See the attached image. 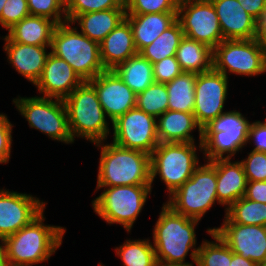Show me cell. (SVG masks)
Masks as SVG:
<instances>
[{
	"label": "cell",
	"instance_id": "1",
	"mask_svg": "<svg viewBox=\"0 0 266 266\" xmlns=\"http://www.w3.org/2000/svg\"><path fill=\"white\" fill-rule=\"evenodd\" d=\"M199 222L200 220L174 212L164 203L153 228L152 245L156 258L168 263L194 266L200 248V245L196 247L195 232ZM189 251L192 263L185 261Z\"/></svg>",
	"mask_w": 266,
	"mask_h": 266
},
{
	"label": "cell",
	"instance_id": "2",
	"mask_svg": "<svg viewBox=\"0 0 266 266\" xmlns=\"http://www.w3.org/2000/svg\"><path fill=\"white\" fill-rule=\"evenodd\" d=\"M44 212L4 239L8 266H33L46 262L61 246L66 229L44 224Z\"/></svg>",
	"mask_w": 266,
	"mask_h": 266
},
{
	"label": "cell",
	"instance_id": "3",
	"mask_svg": "<svg viewBox=\"0 0 266 266\" xmlns=\"http://www.w3.org/2000/svg\"><path fill=\"white\" fill-rule=\"evenodd\" d=\"M100 149L96 187L151 185L150 155L115 143H95Z\"/></svg>",
	"mask_w": 266,
	"mask_h": 266
},
{
	"label": "cell",
	"instance_id": "4",
	"mask_svg": "<svg viewBox=\"0 0 266 266\" xmlns=\"http://www.w3.org/2000/svg\"><path fill=\"white\" fill-rule=\"evenodd\" d=\"M68 126L73 138H84L91 143L106 141L110 134L107 116L95 88L84 81L64 99Z\"/></svg>",
	"mask_w": 266,
	"mask_h": 266
},
{
	"label": "cell",
	"instance_id": "5",
	"mask_svg": "<svg viewBox=\"0 0 266 266\" xmlns=\"http://www.w3.org/2000/svg\"><path fill=\"white\" fill-rule=\"evenodd\" d=\"M71 25L68 21L57 25L50 52L64 59L83 81L92 80L106 71L100 58V44Z\"/></svg>",
	"mask_w": 266,
	"mask_h": 266
},
{
	"label": "cell",
	"instance_id": "6",
	"mask_svg": "<svg viewBox=\"0 0 266 266\" xmlns=\"http://www.w3.org/2000/svg\"><path fill=\"white\" fill-rule=\"evenodd\" d=\"M197 150L202 152L201 142L198 146L195 142L159 143L150 155L151 189L158 175L167 187L168 196L173 194L200 165Z\"/></svg>",
	"mask_w": 266,
	"mask_h": 266
},
{
	"label": "cell",
	"instance_id": "7",
	"mask_svg": "<svg viewBox=\"0 0 266 266\" xmlns=\"http://www.w3.org/2000/svg\"><path fill=\"white\" fill-rule=\"evenodd\" d=\"M251 122L237 110L225 111L202 128L205 161L228 159L247 145ZM225 154V155H224Z\"/></svg>",
	"mask_w": 266,
	"mask_h": 266
},
{
	"label": "cell",
	"instance_id": "8",
	"mask_svg": "<svg viewBox=\"0 0 266 266\" xmlns=\"http://www.w3.org/2000/svg\"><path fill=\"white\" fill-rule=\"evenodd\" d=\"M104 191L92 200L94 212L107 224H120L129 233L151 194V185L96 187Z\"/></svg>",
	"mask_w": 266,
	"mask_h": 266
},
{
	"label": "cell",
	"instance_id": "9",
	"mask_svg": "<svg viewBox=\"0 0 266 266\" xmlns=\"http://www.w3.org/2000/svg\"><path fill=\"white\" fill-rule=\"evenodd\" d=\"M216 189V166L205 161L195 169L190 179L169 196L165 204L178 214L201 220L218 203Z\"/></svg>",
	"mask_w": 266,
	"mask_h": 266
},
{
	"label": "cell",
	"instance_id": "10",
	"mask_svg": "<svg viewBox=\"0 0 266 266\" xmlns=\"http://www.w3.org/2000/svg\"><path fill=\"white\" fill-rule=\"evenodd\" d=\"M12 102L22 117L28 121L30 128L39 130L54 141L74 143L68 126L64 100L42 96H18Z\"/></svg>",
	"mask_w": 266,
	"mask_h": 266
},
{
	"label": "cell",
	"instance_id": "11",
	"mask_svg": "<svg viewBox=\"0 0 266 266\" xmlns=\"http://www.w3.org/2000/svg\"><path fill=\"white\" fill-rule=\"evenodd\" d=\"M213 69L228 74L254 77L265 74L266 63L261 41L223 40L213 49Z\"/></svg>",
	"mask_w": 266,
	"mask_h": 266
},
{
	"label": "cell",
	"instance_id": "12",
	"mask_svg": "<svg viewBox=\"0 0 266 266\" xmlns=\"http://www.w3.org/2000/svg\"><path fill=\"white\" fill-rule=\"evenodd\" d=\"M177 20L184 36L211 49L224 40L218 16L210 0H179Z\"/></svg>",
	"mask_w": 266,
	"mask_h": 266
},
{
	"label": "cell",
	"instance_id": "13",
	"mask_svg": "<svg viewBox=\"0 0 266 266\" xmlns=\"http://www.w3.org/2000/svg\"><path fill=\"white\" fill-rule=\"evenodd\" d=\"M112 142L128 149L151 155L159 144L156 118L137 107L130 109L112 123Z\"/></svg>",
	"mask_w": 266,
	"mask_h": 266
},
{
	"label": "cell",
	"instance_id": "14",
	"mask_svg": "<svg viewBox=\"0 0 266 266\" xmlns=\"http://www.w3.org/2000/svg\"><path fill=\"white\" fill-rule=\"evenodd\" d=\"M228 78L214 69L197 74L193 114L202 128L224 112Z\"/></svg>",
	"mask_w": 266,
	"mask_h": 266
},
{
	"label": "cell",
	"instance_id": "15",
	"mask_svg": "<svg viewBox=\"0 0 266 266\" xmlns=\"http://www.w3.org/2000/svg\"><path fill=\"white\" fill-rule=\"evenodd\" d=\"M45 208L46 203L31 194L0 189V239L30 224Z\"/></svg>",
	"mask_w": 266,
	"mask_h": 266
},
{
	"label": "cell",
	"instance_id": "16",
	"mask_svg": "<svg viewBox=\"0 0 266 266\" xmlns=\"http://www.w3.org/2000/svg\"><path fill=\"white\" fill-rule=\"evenodd\" d=\"M111 123L136 107L137 95L113 70H106L88 81Z\"/></svg>",
	"mask_w": 266,
	"mask_h": 266
},
{
	"label": "cell",
	"instance_id": "17",
	"mask_svg": "<svg viewBox=\"0 0 266 266\" xmlns=\"http://www.w3.org/2000/svg\"><path fill=\"white\" fill-rule=\"evenodd\" d=\"M229 246L232 252L260 265L266 258V227L222 223L212 228Z\"/></svg>",
	"mask_w": 266,
	"mask_h": 266
},
{
	"label": "cell",
	"instance_id": "18",
	"mask_svg": "<svg viewBox=\"0 0 266 266\" xmlns=\"http://www.w3.org/2000/svg\"><path fill=\"white\" fill-rule=\"evenodd\" d=\"M84 81L64 60L50 53L39 80L34 85L42 97L64 100Z\"/></svg>",
	"mask_w": 266,
	"mask_h": 266
},
{
	"label": "cell",
	"instance_id": "19",
	"mask_svg": "<svg viewBox=\"0 0 266 266\" xmlns=\"http://www.w3.org/2000/svg\"><path fill=\"white\" fill-rule=\"evenodd\" d=\"M219 19L224 40L256 39V19L238 0H210Z\"/></svg>",
	"mask_w": 266,
	"mask_h": 266
},
{
	"label": "cell",
	"instance_id": "20",
	"mask_svg": "<svg viewBox=\"0 0 266 266\" xmlns=\"http://www.w3.org/2000/svg\"><path fill=\"white\" fill-rule=\"evenodd\" d=\"M5 41L4 51L8 62L15 71L21 74L29 82L36 84L42 75L46 60L51 52H47L51 46H35L13 42L7 35L2 37Z\"/></svg>",
	"mask_w": 266,
	"mask_h": 266
},
{
	"label": "cell",
	"instance_id": "21",
	"mask_svg": "<svg viewBox=\"0 0 266 266\" xmlns=\"http://www.w3.org/2000/svg\"><path fill=\"white\" fill-rule=\"evenodd\" d=\"M231 160L224 158L211 161L216 166L218 203L226 207L225 211L244 197L248 182L242 162Z\"/></svg>",
	"mask_w": 266,
	"mask_h": 266
},
{
	"label": "cell",
	"instance_id": "22",
	"mask_svg": "<svg viewBox=\"0 0 266 266\" xmlns=\"http://www.w3.org/2000/svg\"><path fill=\"white\" fill-rule=\"evenodd\" d=\"M137 53L132 28L126 19L100 43V58L106 70H113Z\"/></svg>",
	"mask_w": 266,
	"mask_h": 266
},
{
	"label": "cell",
	"instance_id": "23",
	"mask_svg": "<svg viewBox=\"0 0 266 266\" xmlns=\"http://www.w3.org/2000/svg\"><path fill=\"white\" fill-rule=\"evenodd\" d=\"M159 143L196 142L192 132L198 129L199 142H202V127L193 113L167 110L156 119Z\"/></svg>",
	"mask_w": 266,
	"mask_h": 266
},
{
	"label": "cell",
	"instance_id": "24",
	"mask_svg": "<svg viewBox=\"0 0 266 266\" xmlns=\"http://www.w3.org/2000/svg\"><path fill=\"white\" fill-rule=\"evenodd\" d=\"M138 53L177 20V12L126 14Z\"/></svg>",
	"mask_w": 266,
	"mask_h": 266
},
{
	"label": "cell",
	"instance_id": "25",
	"mask_svg": "<svg viewBox=\"0 0 266 266\" xmlns=\"http://www.w3.org/2000/svg\"><path fill=\"white\" fill-rule=\"evenodd\" d=\"M57 23L51 19L29 15L15 24L6 34L13 42L51 46L52 36Z\"/></svg>",
	"mask_w": 266,
	"mask_h": 266
},
{
	"label": "cell",
	"instance_id": "26",
	"mask_svg": "<svg viewBox=\"0 0 266 266\" xmlns=\"http://www.w3.org/2000/svg\"><path fill=\"white\" fill-rule=\"evenodd\" d=\"M125 17V8H115L78 15L71 23H78L82 34L100 44Z\"/></svg>",
	"mask_w": 266,
	"mask_h": 266
},
{
	"label": "cell",
	"instance_id": "27",
	"mask_svg": "<svg viewBox=\"0 0 266 266\" xmlns=\"http://www.w3.org/2000/svg\"><path fill=\"white\" fill-rule=\"evenodd\" d=\"M175 56L183 72L200 74L213 69V49L186 36L181 39Z\"/></svg>",
	"mask_w": 266,
	"mask_h": 266
},
{
	"label": "cell",
	"instance_id": "28",
	"mask_svg": "<svg viewBox=\"0 0 266 266\" xmlns=\"http://www.w3.org/2000/svg\"><path fill=\"white\" fill-rule=\"evenodd\" d=\"M113 71L136 95L155 82L153 64L140 53L117 65Z\"/></svg>",
	"mask_w": 266,
	"mask_h": 266
},
{
	"label": "cell",
	"instance_id": "29",
	"mask_svg": "<svg viewBox=\"0 0 266 266\" xmlns=\"http://www.w3.org/2000/svg\"><path fill=\"white\" fill-rule=\"evenodd\" d=\"M196 77V73L182 72L172 81L166 83L168 110L193 113Z\"/></svg>",
	"mask_w": 266,
	"mask_h": 266
},
{
	"label": "cell",
	"instance_id": "30",
	"mask_svg": "<svg viewBox=\"0 0 266 266\" xmlns=\"http://www.w3.org/2000/svg\"><path fill=\"white\" fill-rule=\"evenodd\" d=\"M184 37L183 30L178 20L160 34L150 45L144 47L139 53L152 64L166 57L176 55L181 39Z\"/></svg>",
	"mask_w": 266,
	"mask_h": 266
},
{
	"label": "cell",
	"instance_id": "31",
	"mask_svg": "<svg viewBox=\"0 0 266 266\" xmlns=\"http://www.w3.org/2000/svg\"><path fill=\"white\" fill-rule=\"evenodd\" d=\"M223 220V223L266 227V203L251 201L242 197L225 211Z\"/></svg>",
	"mask_w": 266,
	"mask_h": 266
},
{
	"label": "cell",
	"instance_id": "32",
	"mask_svg": "<svg viewBox=\"0 0 266 266\" xmlns=\"http://www.w3.org/2000/svg\"><path fill=\"white\" fill-rule=\"evenodd\" d=\"M115 251L123 266H153L157 260L154 246L149 239L126 240Z\"/></svg>",
	"mask_w": 266,
	"mask_h": 266
},
{
	"label": "cell",
	"instance_id": "33",
	"mask_svg": "<svg viewBox=\"0 0 266 266\" xmlns=\"http://www.w3.org/2000/svg\"><path fill=\"white\" fill-rule=\"evenodd\" d=\"M214 241L203 240L197 252L196 266H231V249L221 237L208 228Z\"/></svg>",
	"mask_w": 266,
	"mask_h": 266
},
{
	"label": "cell",
	"instance_id": "34",
	"mask_svg": "<svg viewBox=\"0 0 266 266\" xmlns=\"http://www.w3.org/2000/svg\"><path fill=\"white\" fill-rule=\"evenodd\" d=\"M136 107L156 119L168 110L166 84L154 82L137 94Z\"/></svg>",
	"mask_w": 266,
	"mask_h": 266
},
{
	"label": "cell",
	"instance_id": "35",
	"mask_svg": "<svg viewBox=\"0 0 266 266\" xmlns=\"http://www.w3.org/2000/svg\"><path fill=\"white\" fill-rule=\"evenodd\" d=\"M115 8H125L124 0H65L68 22H72L81 14Z\"/></svg>",
	"mask_w": 266,
	"mask_h": 266
},
{
	"label": "cell",
	"instance_id": "36",
	"mask_svg": "<svg viewBox=\"0 0 266 266\" xmlns=\"http://www.w3.org/2000/svg\"><path fill=\"white\" fill-rule=\"evenodd\" d=\"M29 14L55 21L57 24L67 21L65 0H27Z\"/></svg>",
	"mask_w": 266,
	"mask_h": 266
},
{
	"label": "cell",
	"instance_id": "37",
	"mask_svg": "<svg viewBox=\"0 0 266 266\" xmlns=\"http://www.w3.org/2000/svg\"><path fill=\"white\" fill-rule=\"evenodd\" d=\"M179 0H124L126 14L177 12Z\"/></svg>",
	"mask_w": 266,
	"mask_h": 266
},
{
	"label": "cell",
	"instance_id": "38",
	"mask_svg": "<svg viewBox=\"0 0 266 266\" xmlns=\"http://www.w3.org/2000/svg\"><path fill=\"white\" fill-rule=\"evenodd\" d=\"M29 15L27 0H7L2 10L0 25L9 30Z\"/></svg>",
	"mask_w": 266,
	"mask_h": 266
},
{
	"label": "cell",
	"instance_id": "39",
	"mask_svg": "<svg viewBox=\"0 0 266 266\" xmlns=\"http://www.w3.org/2000/svg\"><path fill=\"white\" fill-rule=\"evenodd\" d=\"M241 162L247 181H266V152L251 150Z\"/></svg>",
	"mask_w": 266,
	"mask_h": 266
},
{
	"label": "cell",
	"instance_id": "40",
	"mask_svg": "<svg viewBox=\"0 0 266 266\" xmlns=\"http://www.w3.org/2000/svg\"><path fill=\"white\" fill-rule=\"evenodd\" d=\"M154 81L156 83H169L183 71L176 56L166 57L153 64Z\"/></svg>",
	"mask_w": 266,
	"mask_h": 266
},
{
	"label": "cell",
	"instance_id": "41",
	"mask_svg": "<svg viewBox=\"0 0 266 266\" xmlns=\"http://www.w3.org/2000/svg\"><path fill=\"white\" fill-rule=\"evenodd\" d=\"M12 128L7 115L0 113V164L8 163L11 158Z\"/></svg>",
	"mask_w": 266,
	"mask_h": 266
},
{
	"label": "cell",
	"instance_id": "42",
	"mask_svg": "<svg viewBox=\"0 0 266 266\" xmlns=\"http://www.w3.org/2000/svg\"><path fill=\"white\" fill-rule=\"evenodd\" d=\"M247 143L254 144L253 151L266 152V118L263 122L254 121L251 123Z\"/></svg>",
	"mask_w": 266,
	"mask_h": 266
},
{
	"label": "cell",
	"instance_id": "43",
	"mask_svg": "<svg viewBox=\"0 0 266 266\" xmlns=\"http://www.w3.org/2000/svg\"><path fill=\"white\" fill-rule=\"evenodd\" d=\"M244 197L251 201L266 203V181H248Z\"/></svg>",
	"mask_w": 266,
	"mask_h": 266
},
{
	"label": "cell",
	"instance_id": "44",
	"mask_svg": "<svg viewBox=\"0 0 266 266\" xmlns=\"http://www.w3.org/2000/svg\"><path fill=\"white\" fill-rule=\"evenodd\" d=\"M245 11L257 19L266 7V0H238Z\"/></svg>",
	"mask_w": 266,
	"mask_h": 266
},
{
	"label": "cell",
	"instance_id": "45",
	"mask_svg": "<svg viewBox=\"0 0 266 266\" xmlns=\"http://www.w3.org/2000/svg\"><path fill=\"white\" fill-rule=\"evenodd\" d=\"M266 35V7L256 19V36L261 40Z\"/></svg>",
	"mask_w": 266,
	"mask_h": 266
},
{
	"label": "cell",
	"instance_id": "46",
	"mask_svg": "<svg viewBox=\"0 0 266 266\" xmlns=\"http://www.w3.org/2000/svg\"><path fill=\"white\" fill-rule=\"evenodd\" d=\"M231 266H259L250 259L244 258L243 256L232 252L231 250Z\"/></svg>",
	"mask_w": 266,
	"mask_h": 266
},
{
	"label": "cell",
	"instance_id": "47",
	"mask_svg": "<svg viewBox=\"0 0 266 266\" xmlns=\"http://www.w3.org/2000/svg\"><path fill=\"white\" fill-rule=\"evenodd\" d=\"M0 266H8L6 260L4 240L0 239Z\"/></svg>",
	"mask_w": 266,
	"mask_h": 266
},
{
	"label": "cell",
	"instance_id": "48",
	"mask_svg": "<svg viewBox=\"0 0 266 266\" xmlns=\"http://www.w3.org/2000/svg\"><path fill=\"white\" fill-rule=\"evenodd\" d=\"M153 266H184V265L175 264V263H168V262H164V261L157 259Z\"/></svg>",
	"mask_w": 266,
	"mask_h": 266
},
{
	"label": "cell",
	"instance_id": "49",
	"mask_svg": "<svg viewBox=\"0 0 266 266\" xmlns=\"http://www.w3.org/2000/svg\"><path fill=\"white\" fill-rule=\"evenodd\" d=\"M263 48L265 63H266V35L260 40Z\"/></svg>",
	"mask_w": 266,
	"mask_h": 266
},
{
	"label": "cell",
	"instance_id": "50",
	"mask_svg": "<svg viewBox=\"0 0 266 266\" xmlns=\"http://www.w3.org/2000/svg\"><path fill=\"white\" fill-rule=\"evenodd\" d=\"M6 1L7 0H0V19H1L2 10H3V7H4Z\"/></svg>",
	"mask_w": 266,
	"mask_h": 266
},
{
	"label": "cell",
	"instance_id": "51",
	"mask_svg": "<svg viewBox=\"0 0 266 266\" xmlns=\"http://www.w3.org/2000/svg\"><path fill=\"white\" fill-rule=\"evenodd\" d=\"M259 266H266V258L264 259V261Z\"/></svg>",
	"mask_w": 266,
	"mask_h": 266
}]
</instances>
